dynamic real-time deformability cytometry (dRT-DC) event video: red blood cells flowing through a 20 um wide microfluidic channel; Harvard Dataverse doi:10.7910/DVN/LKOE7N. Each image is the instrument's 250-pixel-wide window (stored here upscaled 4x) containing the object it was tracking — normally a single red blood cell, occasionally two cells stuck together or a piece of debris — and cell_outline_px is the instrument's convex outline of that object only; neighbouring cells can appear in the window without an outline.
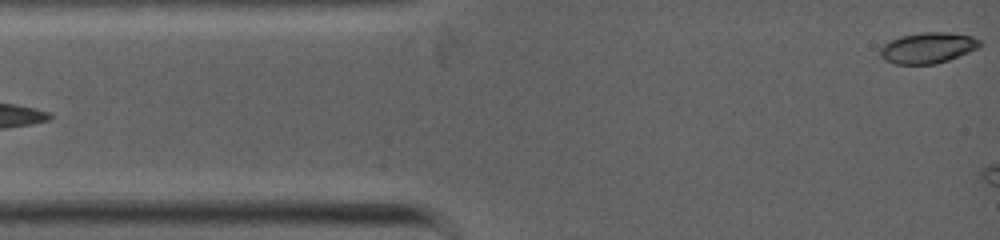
{"species": "common noctule bat (a hibernating species)", "species_latin": "Nyctalus noctula", "temperature_condition": "warm", "stored_images_in_passage": 5, "camera_frame_rate_fps": 5000, "um_per_image_px": 0.085, "animal": {"sex": "female", "body_mass_g": 19.0, "forearm_length_mm": 53.3}, "frame": {"image": 1, "passage_image": 1, "time_ms": 0.0, "image_size_px": [1000, 240], "cell_outline_px": [[980, 48], [948, 60], [936, 64], [896, 64], [884, 60], [880, 56], [880, 48], [884, 44], [900, 36], [924, 32], [944, 32], [972, 36], [980, 40]], "centroid_in_image_um": [78.87, 4.07], "position_along_channel_um": 6.1, "area_um2": 17.86}}